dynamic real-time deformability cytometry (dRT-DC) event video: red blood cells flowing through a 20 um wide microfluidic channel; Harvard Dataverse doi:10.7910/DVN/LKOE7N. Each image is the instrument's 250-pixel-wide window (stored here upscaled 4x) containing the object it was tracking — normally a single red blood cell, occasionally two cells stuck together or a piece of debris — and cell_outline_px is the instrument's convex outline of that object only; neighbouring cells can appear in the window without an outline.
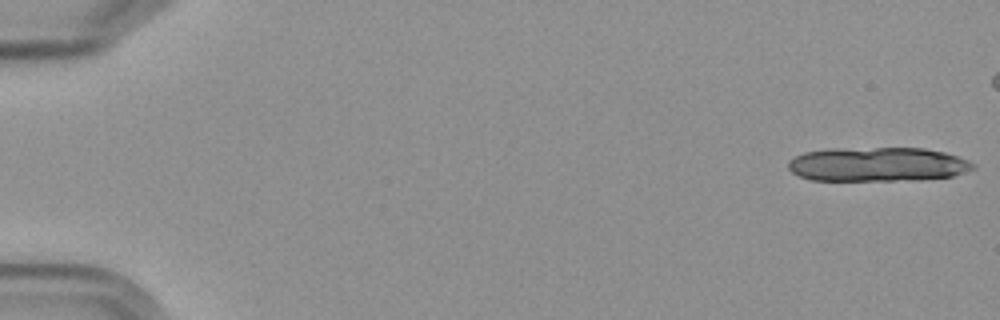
{"species": "Egyptian fruit bat (a non-hibernating species)", "species_latin": "Rousettus aegyptiacus", "temperature_condition": "cold", "stored_images_in_passage": 8, "segment_of_instrument_passage": [1, 2], "camera_frame_rate_fps": 3000, "um_per_image_px": 0.085, "frame": {"image": 1, "passage_image": 1, "time_ms": 0.0, "image_size_px": [1000, 320], "cell_outline_px": [[976, 168], [952, 176], [920, 180], [812, 180], [800, 176], [792, 172], [788, 168], [788, 160], [804, 152], [832, 148], [924, 148], [944, 152], [968, 160], [976, 164]], "centroid_in_image_um": [74.6, 13.97], "position_along_channel_um": 10.4, "area_um2": 36.99}}
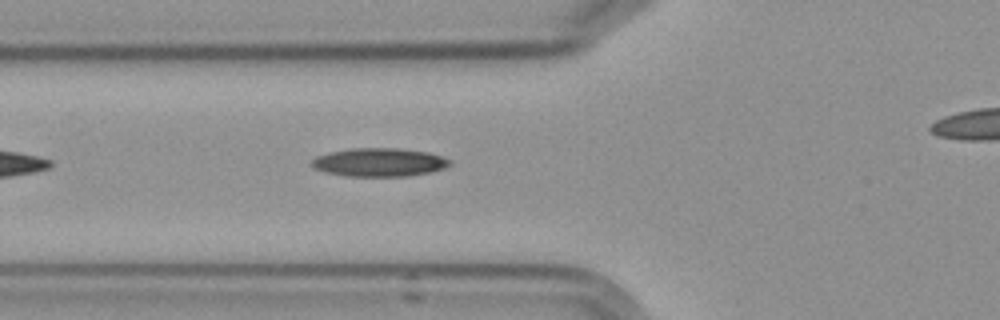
{"frame": {"image": 2, "passage_image": 7, "time_ms": 7.0, "image_size_px": [1000, 320], "cell_outline_px": [[452, 164], [444, 168], [428, 172], [404, 176], [348, 176], [324, 172], [312, 168], [312, 160], [316, 156], [328, 152], [352, 148], [400, 148], [428, 152], [452, 160]], "centroid_in_image_um": [32.21, 13.78], "position_along_channel_um": 93.6, "area_um2": 22.89}}